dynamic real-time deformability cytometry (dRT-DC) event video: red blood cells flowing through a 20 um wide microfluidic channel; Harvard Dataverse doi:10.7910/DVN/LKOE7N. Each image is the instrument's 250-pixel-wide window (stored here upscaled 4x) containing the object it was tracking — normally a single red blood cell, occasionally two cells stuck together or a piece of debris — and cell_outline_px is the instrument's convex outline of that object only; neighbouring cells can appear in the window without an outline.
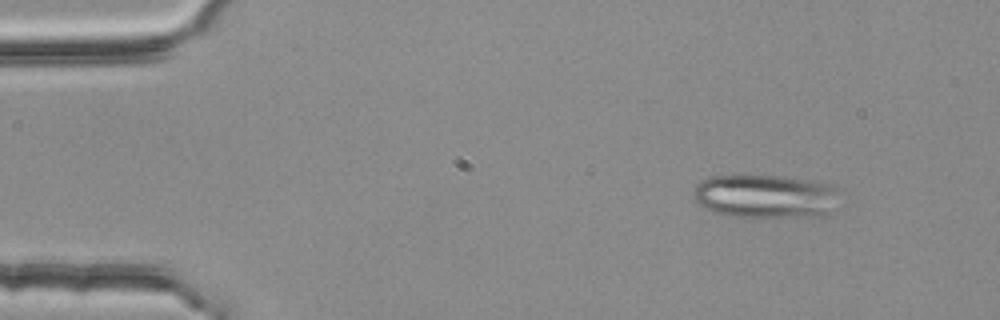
{"species": "common noctule bat (a hibernating species)", "species_latin": "Nyctalus noctula", "temperature_condition": "room temperature", "stored_images_in_passage": 3, "camera_frame_rate_fps": 3000, "um_per_image_px": 0.085, "animal": {"sex": "female", "body_mass_g": 25.1}, "frame": {"image": 1, "passage_image": 1, "time_ms": 0.0, "image_size_px": [1000, 320], "cell_outline_px": [[836, 188], [828, 212], [824, 216], [724, 216], [712, 212], [696, 204], [692, 192], [696, 184], [708, 176], [780, 176], [812, 180], [832, 184]], "centroid_in_image_um": [64.92, 16.67], "position_along_channel_um": 20.1, "area_um2": 36.7}}